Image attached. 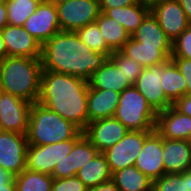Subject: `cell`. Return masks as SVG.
Wrapping results in <instances>:
<instances>
[{
	"instance_id": "obj_1",
	"label": "cell",
	"mask_w": 191,
	"mask_h": 191,
	"mask_svg": "<svg viewBox=\"0 0 191 191\" xmlns=\"http://www.w3.org/2000/svg\"><path fill=\"white\" fill-rule=\"evenodd\" d=\"M108 56L95 52L82 42L73 31H59L41 48L43 70L90 79Z\"/></svg>"
},
{
	"instance_id": "obj_2",
	"label": "cell",
	"mask_w": 191,
	"mask_h": 191,
	"mask_svg": "<svg viewBox=\"0 0 191 191\" xmlns=\"http://www.w3.org/2000/svg\"><path fill=\"white\" fill-rule=\"evenodd\" d=\"M88 89L82 78L42 70L38 102L83 131L88 125Z\"/></svg>"
},
{
	"instance_id": "obj_3",
	"label": "cell",
	"mask_w": 191,
	"mask_h": 191,
	"mask_svg": "<svg viewBox=\"0 0 191 191\" xmlns=\"http://www.w3.org/2000/svg\"><path fill=\"white\" fill-rule=\"evenodd\" d=\"M42 70L40 58L7 56L0 60L2 90L30 103L38 102Z\"/></svg>"
},
{
	"instance_id": "obj_4",
	"label": "cell",
	"mask_w": 191,
	"mask_h": 191,
	"mask_svg": "<svg viewBox=\"0 0 191 191\" xmlns=\"http://www.w3.org/2000/svg\"><path fill=\"white\" fill-rule=\"evenodd\" d=\"M26 135L29 145H47L80 139L84 134L73 122L35 102L31 105Z\"/></svg>"
},
{
	"instance_id": "obj_5",
	"label": "cell",
	"mask_w": 191,
	"mask_h": 191,
	"mask_svg": "<svg viewBox=\"0 0 191 191\" xmlns=\"http://www.w3.org/2000/svg\"><path fill=\"white\" fill-rule=\"evenodd\" d=\"M114 117L129 131L155 130L157 112L132 85L120 93Z\"/></svg>"
},
{
	"instance_id": "obj_6",
	"label": "cell",
	"mask_w": 191,
	"mask_h": 191,
	"mask_svg": "<svg viewBox=\"0 0 191 191\" xmlns=\"http://www.w3.org/2000/svg\"><path fill=\"white\" fill-rule=\"evenodd\" d=\"M79 139H69L47 145H28L26 169L51 175L56 164L60 163L73 149Z\"/></svg>"
},
{
	"instance_id": "obj_7",
	"label": "cell",
	"mask_w": 191,
	"mask_h": 191,
	"mask_svg": "<svg viewBox=\"0 0 191 191\" xmlns=\"http://www.w3.org/2000/svg\"><path fill=\"white\" fill-rule=\"evenodd\" d=\"M153 131H128L119 142L102 152L106 157L110 172L113 174L134 165L145 139Z\"/></svg>"
},
{
	"instance_id": "obj_8",
	"label": "cell",
	"mask_w": 191,
	"mask_h": 191,
	"mask_svg": "<svg viewBox=\"0 0 191 191\" xmlns=\"http://www.w3.org/2000/svg\"><path fill=\"white\" fill-rule=\"evenodd\" d=\"M61 31H73L95 22L99 0H69L56 5Z\"/></svg>"
},
{
	"instance_id": "obj_9",
	"label": "cell",
	"mask_w": 191,
	"mask_h": 191,
	"mask_svg": "<svg viewBox=\"0 0 191 191\" xmlns=\"http://www.w3.org/2000/svg\"><path fill=\"white\" fill-rule=\"evenodd\" d=\"M32 103L2 92L0 95V131L27 134Z\"/></svg>"
},
{
	"instance_id": "obj_10",
	"label": "cell",
	"mask_w": 191,
	"mask_h": 191,
	"mask_svg": "<svg viewBox=\"0 0 191 191\" xmlns=\"http://www.w3.org/2000/svg\"><path fill=\"white\" fill-rule=\"evenodd\" d=\"M163 75L164 63L145 67L133 84L156 112L166 110L173 105V103L166 97L162 88Z\"/></svg>"
},
{
	"instance_id": "obj_11",
	"label": "cell",
	"mask_w": 191,
	"mask_h": 191,
	"mask_svg": "<svg viewBox=\"0 0 191 191\" xmlns=\"http://www.w3.org/2000/svg\"><path fill=\"white\" fill-rule=\"evenodd\" d=\"M26 134L0 131V166L13 176L26 169Z\"/></svg>"
},
{
	"instance_id": "obj_12",
	"label": "cell",
	"mask_w": 191,
	"mask_h": 191,
	"mask_svg": "<svg viewBox=\"0 0 191 191\" xmlns=\"http://www.w3.org/2000/svg\"><path fill=\"white\" fill-rule=\"evenodd\" d=\"M23 27L42 45L61 31L56 5L42 0Z\"/></svg>"
},
{
	"instance_id": "obj_13",
	"label": "cell",
	"mask_w": 191,
	"mask_h": 191,
	"mask_svg": "<svg viewBox=\"0 0 191 191\" xmlns=\"http://www.w3.org/2000/svg\"><path fill=\"white\" fill-rule=\"evenodd\" d=\"M128 131L113 116L90 122L83 130V134L99 152H104L119 142Z\"/></svg>"
},
{
	"instance_id": "obj_14",
	"label": "cell",
	"mask_w": 191,
	"mask_h": 191,
	"mask_svg": "<svg viewBox=\"0 0 191 191\" xmlns=\"http://www.w3.org/2000/svg\"><path fill=\"white\" fill-rule=\"evenodd\" d=\"M150 11L171 42L190 25L178 0H164L155 4Z\"/></svg>"
},
{
	"instance_id": "obj_15",
	"label": "cell",
	"mask_w": 191,
	"mask_h": 191,
	"mask_svg": "<svg viewBox=\"0 0 191 191\" xmlns=\"http://www.w3.org/2000/svg\"><path fill=\"white\" fill-rule=\"evenodd\" d=\"M163 138L154 130L146 139L138 154L135 166L151 181L164 175Z\"/></svg>"
},
{
	"instance_id": "obj_16",
	"label": "cell",
	"mask_w": 191,
	"mask_h": 191,
	"mask_svg": "<svg viewBox=\"0 0 191 191\" xmlns=\"http://www.w3.org/2000/svg\"><path fill=\"white\" fill-rule=\"evenodd\" d=\"M7 56L40 58L42 45L22 26L6 25L1 30Z\"/></svg>"
},
{
	"instance_id": "obj_17",
	"label": "cell",
	"mask_w": 191,
	"mask_h": 191,
	"mask_svg": "<svg viewBox=\"0 0 191 191\" xmlns=\"http://www.w3.org/2000/svg\"><path fill=\"white\" fill-rule=\"evenodd\" d=\"M99 151L83 135L73 146L72 151L57 163L51 176L61 179L76 176L78 170L90 162Z\"/></svg>"
},
{
	"instance_id": "obj_18",
	"label": "cell",
	"mask_w": 191,
	"mask_h": 191,
	"mask_svg": "<svg viewBox=\"0 0 191 191\" xmlns=\"http://www.w3.org/2000/svg\"><path fill=\"white\" fill-rule=\"evenodd\" d=\"M155 130L162 138L190 141L191 117L180 113L172 105L157 112Z\"/></svg>"
},
{
	"instance_id": "obj_19",
	"label": "cell",
	"mask_w": 191,
	"mask_h": 191,
	"mask_svg": "<svg viewBox=\"0 0 191 191\" xmlns=\"http://www.w3.org/2000/svg\"><path fill=\"white\" fill-rule=\"evenodd\" d=\"M162 156L164 174L191 170V141L163 138Z\"/></svg>"
},
{
	"instance_id": "obj_20",
	"label": "cell",
	"mask_w": 191,
	"mask_h": 191,
	"mask_svg": "<svg viewBox=\"0 0 191 191\" xmlns=\"http://www.w3.org/2000/svg\"><path fill=\"white\" fill-rule=\"evenodd\" d=\"M120 92L95 89L89 86L87 107L88 124L90 122L113 117L118 106Z\"/></svg>"
},
{
	"instance_id": "obj_21",
	"label": "cell",
	"mask_w": 191,
	"mask_h": 191,
	"mask_svg": "<svg viewBox=\"0 0 191 191\" xmlns=\"http://www.w3.org/2000/svg\"><path fill=\"white\" fill-rule=\"evenodd\" d=\"M120 51L144 68L165 63L171 59L172 55V47L142 46V43L134 40L132 37H130Z\"/></svg>"
},
{
	"instance_id": "obj_22",
	"label": "cell",
	"mask_w": 191,
	"mask_h": 191,
	"mask_svg": "<svg viewBox=\"0 0 191 191\" xmlns=\"http://www.w3.org/2000/svg\"><path fill=\"white\" fill-rule=\"evenodd\" d=\"M88 84L91 88L102 90L110 89L120 93L132 86L110 58L92 74L88 80Z\"/></svg>"
},
{
	"instance_id": "obj_23",
	"label": "cell",
	"mask_w": 191,
	"mask_h": 191,
	"mask_svg": "<svg viewBox=\"0 0 191 191\" xmlns=\"http://www.w3.org/2000/svg\"><path fill=\"white\" fill-rule=\"evenodd\" d=\"M131 37L142 43V46L172 47L171 40L164 33L157 18L151 13V11L146 15L141 25L131 35Z\"/></svg>"
},
{
	"instance_id": "obj_24",
	"label": "cell",
	"mask_w": 191,
	"mask_h": 191,
	"mask_svg": "<svg viewBox=\"0 0 191 191\" xmlns=\"http://www.w3.org/2000/svg\"><path fill=\"white\" fill-rule=\"evenodd\" d=\"M149 12L150 8L139 2L131 6L107 9L104 14L117 20L131 36Z\"/></svg>"
},
{
	"instance_id": "obj_25",
	"label": "cell",
	"mask_w": 191,
	"mask_h": 191,
	"mask_svg": "<svg viewBox=\"0 0 191 191\" xmlns=\"http://www.w3.org/2000/svg\"><path fill=\"white\" fill-rule=\"evenodd\" d=\"M76 176L88 189L112 179L108 162L102 152L78 170Z\"/></svg>"
},
{
	"instance_id": "obj_26",
	"label": "cell",
	"mask_w": 191,
	"mask_h": 191,
	"mask_svg": "<svg viewBox=\"0 0 191 191\" xmlns=\"http://www.w3.org/2000/svg\"><path fill=\"white\" fill-rule=\"evenodd\" d=\"M112 180L119 191H152L153 181L135 165L114 172Z\"/></svg>"
},
{
	"instance_id": "obj_27",
	"label": "cell",
	"mask_w": 191,
	"mask_h": 191,
	"mask_svg": "<svg viewBox=\"0 0 191 191\" xmlns=\"http://www.w3.org/2000/svg\"><path fill=\"white\" fill-rule=\"evenodd\" d=\"M95 22L99 27L107 46L113 52L120 51L131 37L117 20L108 17L103 12H100Z\"/></svg>"
},
{
	"instance_id": "obj_28",
	"label": "cell",
	"mask_w": 191,
	"mask_h": 191,
	"mask_svg": "<svg viewBox=\"0 0 191 191\" xmlns=\"http://www.w3.org/2000/svg\"><path fill=\"white\" fill-rule=\"evenodd\" d=\"M162 88L166 97L173 104L182 96L186 95V80L171 59L164 63Z\"/></svg>"
},
{
	"instance_id": "obj_29",
	"label": "cell",
	"mask_w": 191,
	"mask_h": 191,
	"mask_svg": "<svg viewBox=\"0 0 191 191\" xmlns=\"http://www.w3.org/2000/svg\"><path fill=\"white\" fill-rule=\"evenodd\" d=\"M53 177L25 169L14 176L16 191H52Z\"/></svg>"
},
{
	"instance_id": "obj_30",
	"label": "cell",
	"mask_w": 191,
	"mask_h": 191,
	"mask_svg": "<svg viewBox=\"0 0 191 191\" xmlns=\"http://www.w3.org/2000/svg\"><path fill=\"white\" fill-rule=\"evenodd\" d=\"M42 0H9L6 1L8 24L23 26L25 21L36 11Z\"/></svg>"
},
{
	"instance_id": "obj_31",
	"label": "cell",
	"mask_w": 191,
	"mask_h": 191,
	"mask_svg": "<svg viewBox=\"0 0 191 191\" xmlns=\"http://www.w3.org/2000/svg\"><path fill=\"white\" fill-rule=\"evenodd\" d=\"M75 32L79 39L93 51L106 54L108 57L113 53L107 46L96 22L89 23Z\"/></svg>"
},
{
	"instance_id": "obj_32",
	"label": "cell",
	"mask_w": 191,
	"mask_h": 191,
	"mask_svg": "<svg viewBox=\"0 0 191 191\" xmlns=\"http://www.w3.org/2000/svg\"><path fill=\"white\" fill-rule=\"evenodd\" d=\"M109 58L115 63L132 85L138 79L144 68L132 58L125 56L121 51H114Z\"/></svg>"
},
{
	"instance_id": "obj_33",
	"label": "cell",
	"mask_w": 191,
	"mask_h": 191,
	"mask_svg": "<svg viewBox=\"0 0 191 191\" xmlns=\"http://www.w3.org/2000/svg\"><path fill=\"white\" fill-rule=\"evenodd\" d=\"M152 191H188L186 171L182 173H165L153 181Z\"/></svg>"
},
{
	"instance_id": "obj_34",
	"label": "cell",
	"mask_w": 191,
	"mask_h": 191,
	"mask_svg": "<svg viewBox=\"0 0 191 191\" xmlns=\"http://www.w3.org/2000/svg\"><path fill=\"white\" fill-rule=\"evenodd\" d=\"M171 58L191 59V25L172 42Z\"/></svg>"
},
{
	"instance_id": "obj_35",
	"label": "cell",
	"mask_w": 191,
	"mask_h": 191,
	"mask_svg": "<svg viewBox=\"0 0 191 191\" xmlns=\"http://www.w3.org/2000/svg\"><path fill=\"white\" fill-rule=\"evenodd\" d=\"M52 191H88V188L77 177L53 179Z\"/></svg>"
},
{
	"instance_id": "obj_36",
	"label": "cell",
	"mask_w": 191,
	"mask_h": 191,
	"mask_svg": "<svg viewBox=\"0 0 191 191\" xmlns=\"http://www.w3.org/2000/svg\"><path fill=\"white\" fill-rule=\"evenodd\" d=\"M186 80V95H191V59L171 58Z\"/></svg>"
},
{
	"instance_id": "obj_37",
	"label": "cell",
	"mask_w": 191,
	"mask_h": 191,
	"mask_svg": "<svg viewBox=\"0 0 191 191\" xmlns=\"http://www.w3.org/2000/svg\"><path fill=\"white\" fill-rule=\"evenodd\" d=\"M139 2V0H99V8L104 13L107 9L131 6Z\"/></svg>"
},
{
	"instance_id": "obj_38",
	"label": "cell",
	"mask_w": 191,
	"mask_h": 191,
	"mask_svg": "<svg viewBox=\"0 0 191 191\" xmlns=\"http://www.w3.org/2000/svg\"><path fill=\"white\" fill-rule=\"evenodd\" d=\"M173 106L182 114L191 117V95H184Z\"/></svg>"
},
{
	"instance_id": "obj_39",
	"label": "cell",
	"mask_w": 191,
	"mask_h": 191,
	"mask_svg": "<svg viewBox=\"0 0 191 191\" xmlns=\"http://www.w3.org/2000/svg\"><path fill=\"white\" fill-rule=\"evenodd\" d=\"M88 191H119V189L115 185L114 181L111 179L95 187L89 188Z\"/></svg>"
},
{
	"instance_id": "obj_40",
	"label": "cell",
	"mask_w": 191,
	"mask_h": 191,
	"mask_svg": "<svg viewBox=\"0 0 191 191\" xmlns=\"http://www.w3.org/2000/svg\"><path fill=\"white\" fill-rule=\"evenodd\" d=\"M8 25L6 2L0 1V31Z\"/></svg>"
},
{
	"instance_id": "obj_41",
	"label": "cell",
	"mask_w": 191,
	"mask_h": 191,
	"mask_svg": "<svg viewBox=\"0 0 191 191\" xmlns=\"http://www.w3.org/2000/svg\"><path fill=\"white\" fill-rule=\"evenodd\" d=\"M13 178L14 176L11 173L0 166V187H4V185L10 182Z\"/></svg>"
},
{
	"instance_id": "obj_42",
	"label": "cell",
	"mask_w": 191,
	"mask_h": 191,
	"mask_svg": "<svg viewBox=\"0 0 191 191\" xmlns=\"http://www.w3.org/2000/svg\"><path fill=\"white\" fill-rule=\"evenodd\" d=\"M191 25V0H178Z\"/></svg>"
},
{
	"instance_id": "obj_43",
	"label": "cell",
	"mask_w": 191,
	"mask_h": 191,
	"mask_svg": "<svg viewBox=\"0 0 191 191\" xmlns=\"http://www.w3.org/2000/svg\"><path fill=\"white\" fill-rule=\"evenodd\" d=\"M5 57H7V50L0 31V60H3Z\"/></svg>"
},
{
	"instance_id": "obj_44",
	"label": "cell",
	"mask_w": 191,
	"mask_h": 191,
	"mask_svg": "<svg viewBox=\"0 0 191 191\" xmlns=\"http://www.w3.org/2000/svg\"><path fill=\"white\" fill-rule=\"evenodd\" d=\"M0 191H16V184L14 178L4 185V187H0Z\"/></svg>"
},
{
	"instance_id": "obj_45",
	"label": "cell",
	"mask_w": 191,
	"mask_h": 191,
	"mask_svg": "<svg viewBox=\"0 0 191 191\" xmlns=\"http://www.w3.org/2000/svg\"><path fill=\"white\" fill-rule=\"evenodd\" d=\"M143 5L148 6L150 9L157 3L162 2L164 0H139Z\"/></svg>"
},
{
	"instance_id": "obj_46",
	"label": "cell",
	"mask_w": 191,
	"mask_h": 191,
	"mask_svg": "<svg viewBox=\"0 0 191 191\" xmlns=\"http://www.w3.org/2000/svg\"><path fill=\"white\" fill-rule=\"evenodd\" d=\"M186 186L187 190L191 191V170L186 171Z\"/></svg>"
},
{
	"instance_id": "obj_47",
	"label": "cell",
	"mask_w": 191,
	"mask_h": 191,
	"mask_svg": "<svg viewBox=\"0 0 191 191\" xmlns=\"http://www.w3.org/2000/svg\"><path fill=\"white\" fill-rule=\"evenodd\" d=\"M45 1L51 2L54 5H57V4H60L62 2H66V1H69V0H45Z\"/></svg>"
},
{
	"instance_id": "obj_48",
	"label": "cell",
	"mask_w": 191,
	"mask_h": 191,
	"mask_svg": "<svg viewBox=\"0 0 191 191\" xmlns=\"http://www.w3.org/2000/svg\"><path fill=\"white\" fill-rule=\"evenodd\" d=\"M2 92H3V90H2V85H1V81H0V95Z\"/></svg>"
}]
</instances>
